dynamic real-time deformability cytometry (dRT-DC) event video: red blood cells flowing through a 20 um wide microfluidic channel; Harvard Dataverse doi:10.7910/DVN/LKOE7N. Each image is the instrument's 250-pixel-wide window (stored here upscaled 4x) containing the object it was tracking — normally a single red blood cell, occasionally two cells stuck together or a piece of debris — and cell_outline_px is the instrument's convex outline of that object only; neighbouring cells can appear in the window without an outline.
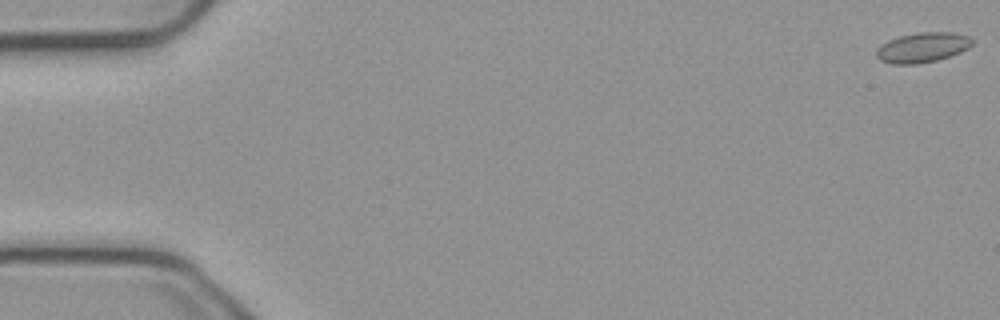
{"species": "common noctule bat (a hibernating species)", "species_latin": "Nyctalus noctula", "temperature_condition": "cold", "stored_images_in_passage": 10, "camera_frame_rate_fps": 3000, "um_per_image_px": 0.085, "animal": {"sex": "male", "body_mass_g": 23.1, "forearm_length_mm": 52.7}, "frame": {"image": 1, "passage_image": 1, "time_ms": 0.0, "image_size_px": [1000, 320], "cell_outline_px": [[972, 44], [968, 48], [960, 52], [936, 60], [916, 64], [892, 64], [880, 60], [876, 56], [876, 48], [880, 44], [888, 40], [900, 36], [916, 32], [952, 32], [972, 36]], "centroid_in_image_um": [78.39, 4.02], "position_along_channel_um": 6.6, "area_um2": 16.82}}